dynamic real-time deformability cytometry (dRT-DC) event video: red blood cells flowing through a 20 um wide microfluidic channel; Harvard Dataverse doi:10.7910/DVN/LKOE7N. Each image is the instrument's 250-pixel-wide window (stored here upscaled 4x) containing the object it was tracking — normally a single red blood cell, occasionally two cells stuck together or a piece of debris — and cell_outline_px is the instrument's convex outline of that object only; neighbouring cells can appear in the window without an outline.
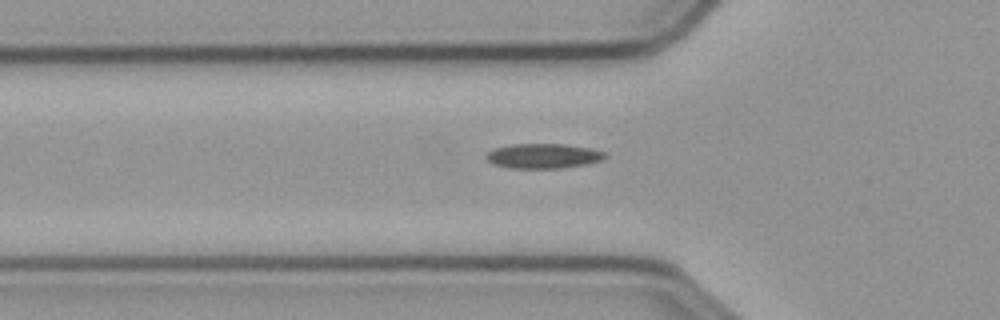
{"species": "common noctule bat (a hibernating species)", "species_latin": "Nyctalus noctula", "temperature_condition": "cold", "stored_images_in_passage": 38, "camera_frame_rate_fps": 3000, "um_per_image_px": 0.085, "animal": {"sex": "male", "body_mass_g": 23.1, "forearm_length_mm": 52.7}, "frame": {"image": 1, "passage_image": 3, "time_ms": 0.667, "image_size_px": [1000, 320], "cell_outline_px": [[608, 156], [600, 160], [584, 164], [560, 168], [512, 168], [492, 164], [484, 156], [492, 148], [512, 144], [564, 144], [592, 148], [604, 152]], "centroid_in_image_um": [46.14, 13.25], "position_along_channel_um": 79.7, "area_um2": 17.17}}
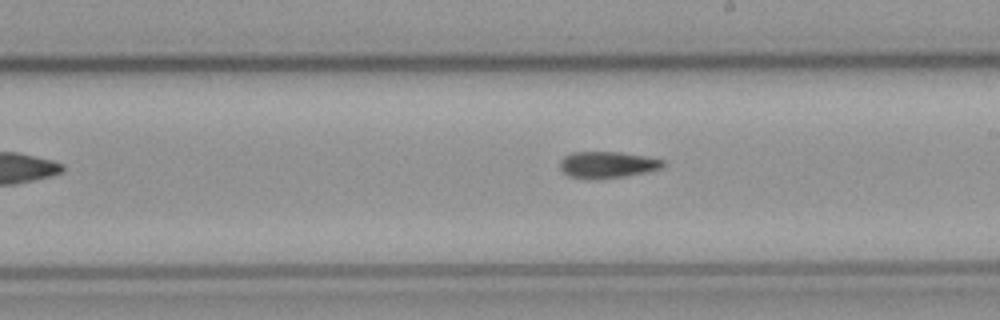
{"frame": {"image": 2, "passage_image": 16, "time_ms": 5.0, "image_size_px": [1000, 320], "cell_outline_px": [[664, 164], [660, 168], [644, 172], [624, 176], [568, 176], [560, 168], [560, 160], [564, 156], [572, 152], [620, 152], [644, 156], [664, 160]], "centroid_in_image_um": [51.62, 13.94], "position_along_channel_um": 237.4, "area_um2": 15.03}}
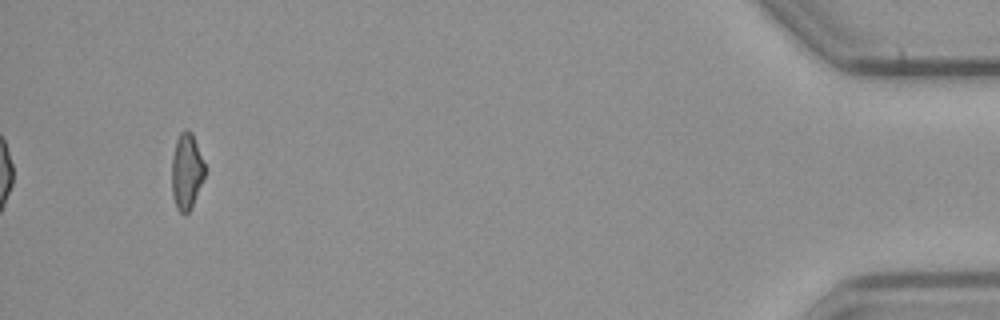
{"frame": {"image": 3, "passage_image": 38, "time_ms": 12.333, "image_size_px": [1000, 320], "cell_outline_px": [[204, 176], [192, 204], [188, 212], [184, 216], [176, 208], [172, 192], [172, 156], [176, 140], [180, 132], [184, 128], [188, 128], [192, 132], [204, 164]], "centroid_in_image_um": [15.83, 14.53], "position_along_channel_um": 419.4, "area_um2": 14.45}}